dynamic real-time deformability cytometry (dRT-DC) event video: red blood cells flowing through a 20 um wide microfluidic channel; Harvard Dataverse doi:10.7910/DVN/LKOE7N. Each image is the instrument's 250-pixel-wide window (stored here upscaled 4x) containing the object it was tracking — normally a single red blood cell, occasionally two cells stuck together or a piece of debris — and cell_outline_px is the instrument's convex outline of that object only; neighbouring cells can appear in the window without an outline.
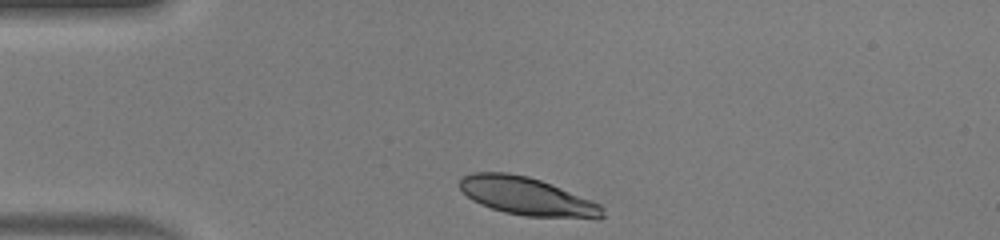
{"species": "human", "species_latin": "Homo sapiens", "temperature_condition": "warm", "stored_images_in_passage": 31, "camera_frame_rate_fps": 3000, "um_per_image_px": 0.085, "donor": {"sex": "male"}, "frame": {"image": 1, "passage_image": 1, "time_ms": 0.0, "image_size_px": [1000, 240], "cell_outline_px": [[604, 216], [600, 220], [596, 220], [524, 216], [504, 212], [480, 204], [472, 200], [460, 188], [460, 176], [472, 172], [508, 172], [528, 176], [540, 180], [592, 200], [600, 204], [604, 208]], "centroid_in_image_um": [44.85, 16.71], "position_along_channel_um": 40.1, "area_um2": 32.14}}
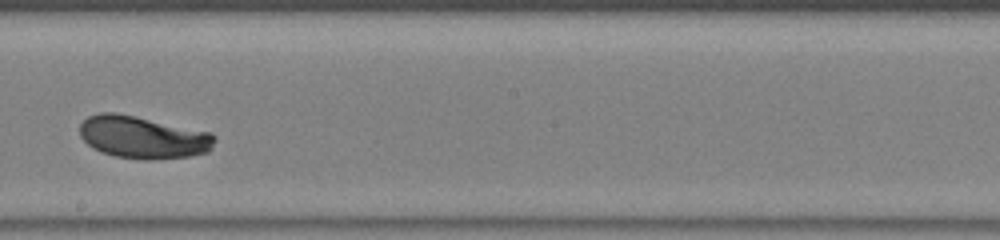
{"frame": {"image": 2, "passage_image": 18, "time_ms": 5.667, "image_size_px": [1000, 240], "cell_outline_px": [[216, 140], [212, 148], [208, 152], [188, 156], [152, 160], [144, 160], [116, 156], [100, 152], [92, 148], [80, 136], [80, 124], [88, 116], [100, 112], [116, 112], [208, 132], [216, 136]], "centroid_in_image_um": [12.12, 11.67], "position_along_channel_um": 236.1, "area_um2": 33.23}}
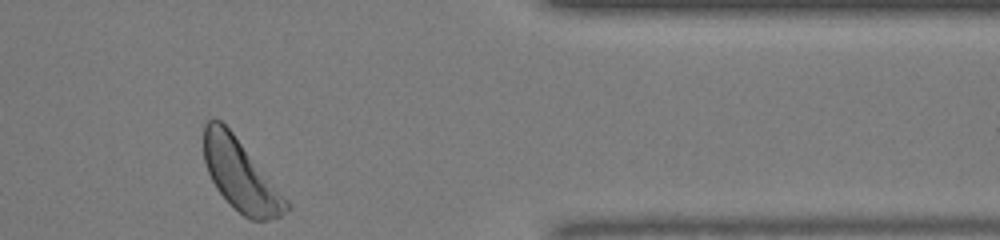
{"frame": {"image": 3, "passage_image": 31, "time_ms": 10.0, "image_size_px": [1000, 240], "cell_outline_px": [[288, 208], [280, 216], [268, 220], [252, 220], [244, 216], [216, 188], [208, 172], [204, 160], [204, 124], [208, 120], [220, 120], [232, 132], [288, 200]], "centroid_in_image_um": [20.43, 14.88], "position_along_channel_um": 391.0, "area_um2": 33.23}, "authors_computed_cell_mechanics": {"area_um2": 32.7148, "velocity_mm_per_s": 4.0738, "shape_relaxation_time_tau1_ms": 3.581, "shape_relaxation_time_tau2_ms": null, "deformation_change_tau1": 0.1492, "deformation_change_tau2": null}}